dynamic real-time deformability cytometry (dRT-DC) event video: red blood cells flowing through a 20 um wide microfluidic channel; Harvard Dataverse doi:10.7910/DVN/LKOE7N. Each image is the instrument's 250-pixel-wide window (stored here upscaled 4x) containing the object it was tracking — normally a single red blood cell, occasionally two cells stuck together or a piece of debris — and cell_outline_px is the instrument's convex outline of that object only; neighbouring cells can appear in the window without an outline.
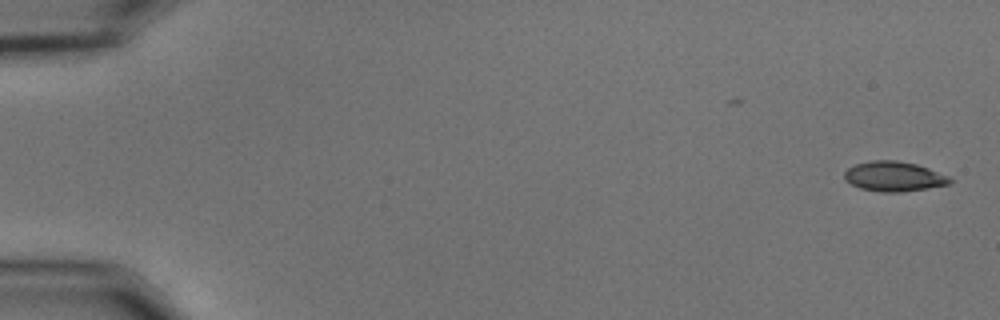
{"species": "common noctule bat (a hibernating species)", "species_latin": "Nyctalus noctula", "temperature_condition": "cold", "stored_images_in_passage": 55, "camera_frame_rate_fps": 3000, "um_per_image_px": 0.085, "animal": {"sex": "male", "body_mass_g": 15.6}, "frame": {"image": 1, "passage_image": 1, "time_ms": 0.0, "image_size_px": [1000, 320], "cell_outline_px": [[952, 184], [928, 188], [900, 192], [880, 192], [860, 188], [844, 180], [844, 172], [848, 168], [856, 164], [872, 160], [896, 160], [916, 164], [928, 168], [948, 176], [952, 180]], "centroid_in_image_um": [75.98, 15.0], "position_along_channel_um": 9.0, "area_um2": 18.38}}
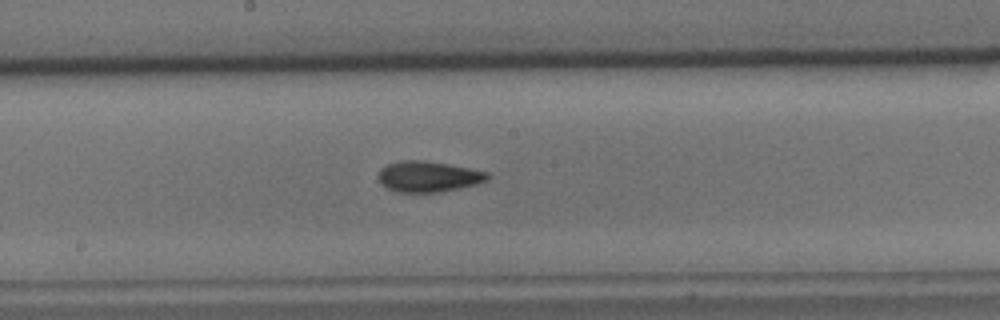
{"frame": {"image": 2, "passage_image": 30, "time_ms": 9.667, "image_size_px": [1000, 320], "cell_outline_px": [[488, 180], [476, 184], [440, 192], [396, 192], [380, 184], [380, 168], [388, 164], [400, 160], [424, 160], [448, 164], [488, 172]], "centroid_in_image_um": [36.39, 15.0], "position_along_channel_um": 211.8, "area_um2": 19.42}}
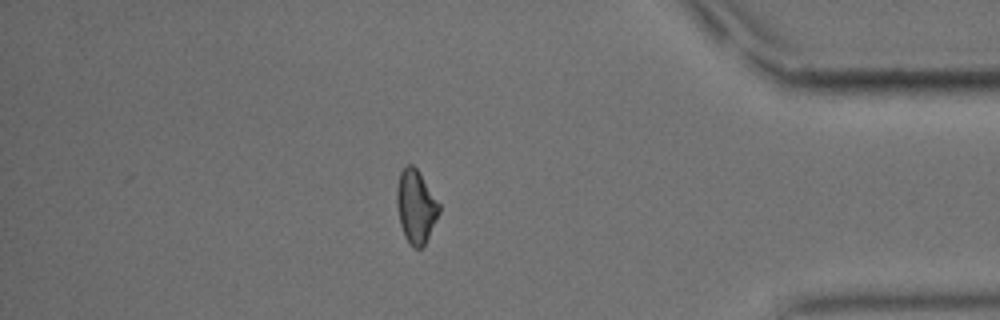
{"frame": {"image": 3, "passage_image": 48, "time_ms": 15.667, "image_size_px": [1000, 320], "cell_outline_px": [[440, 212], [424, 244], [420, 248], [416, 248], [408, 244], [404, 236], [400, 224], [396, 204], [396, 188], [400, 172], [408, 164], [412, 164], [420, 172], [440, 204]], "centroid_in_image_um": [35.33, 17.54], "position_along_channel_um": 399.9, "area_um2": 18.09}, "authors_computed_cell_mechanics": {"area_um2": 18.3804, "velocity_mm_per_s": 3.6244, "shape_relaxation_time_tau1_ms": 4.0891, "shape_relaxation_time_tau2_ms": 4.7159, "deformation_change_tau1": 0.1338, "deformation_change_tau2": 0.1212}}